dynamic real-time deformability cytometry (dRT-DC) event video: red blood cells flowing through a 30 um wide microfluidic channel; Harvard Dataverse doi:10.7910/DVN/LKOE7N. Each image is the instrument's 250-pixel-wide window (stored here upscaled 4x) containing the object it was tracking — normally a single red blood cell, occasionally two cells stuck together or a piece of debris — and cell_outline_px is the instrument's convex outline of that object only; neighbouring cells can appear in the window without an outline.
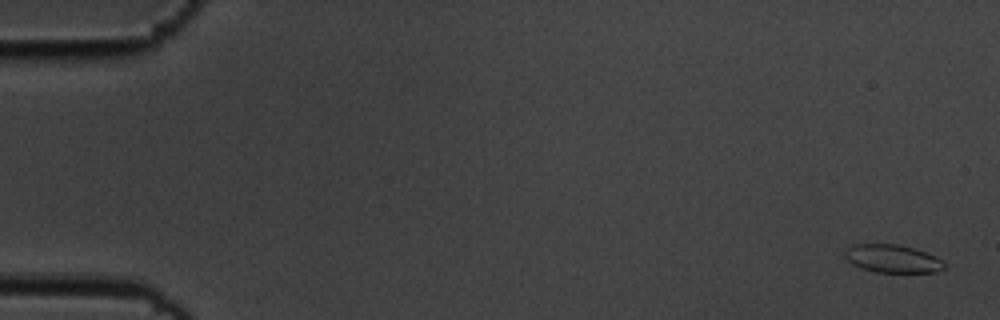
{"species": "common noctule bat (a hibernating species)", "species_latin": "Nyctalus noctula", "temperature_condition": "cold", "stored_images_in_passage": 5, "camera_frame_rate_fps": 3000, "um_per_image_px": 0.085, "animal": {"sex": "male", "body_mass_g": 19.5, "forearm_length_mm": 54.6}, "frame": {"image": 1, "passage_image": 1, "time_ms": 0.0, "image_size_px": [1000, 320], "cell_outline_px": [[944, 268], [936, 272], [876, 272], [860, 268], [852, 264], [844, 256], [844, 248], [856, 244], [896, 244], [912, 248], [936, 256], [944, 264]], "centroid_in_image_um": [75.8, 21.98], "position_along_channel_um": 9.2, "area_um2": 16.13}}
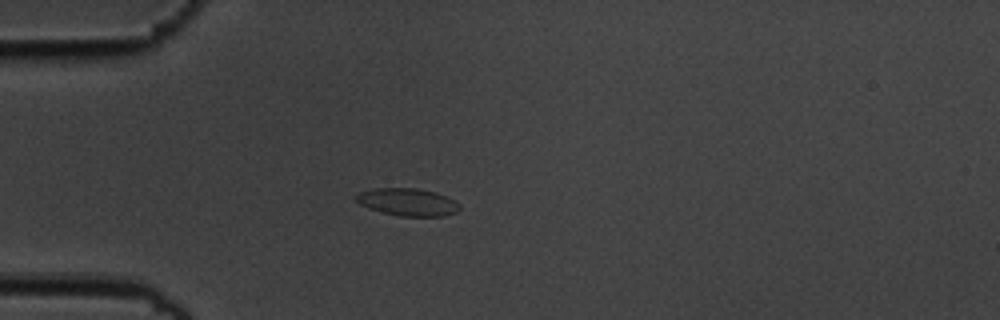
{"frame": {"image": 2, "passage_image": 5, "time_ms": 1.333, "image_size_px": [1000, 320], "cell_outline_px": [[460, 208], [456, 212], [444, 216], [400, 216], [368, 208], [360, 204], [356, 200], [356, 192], [376, 188], [416, 188], [436, 192], [460, 204]], "centroid_in_image_um": [34.63, 17.17], "position_along_channel_um": 50.4, "area_um2": 16.47}}